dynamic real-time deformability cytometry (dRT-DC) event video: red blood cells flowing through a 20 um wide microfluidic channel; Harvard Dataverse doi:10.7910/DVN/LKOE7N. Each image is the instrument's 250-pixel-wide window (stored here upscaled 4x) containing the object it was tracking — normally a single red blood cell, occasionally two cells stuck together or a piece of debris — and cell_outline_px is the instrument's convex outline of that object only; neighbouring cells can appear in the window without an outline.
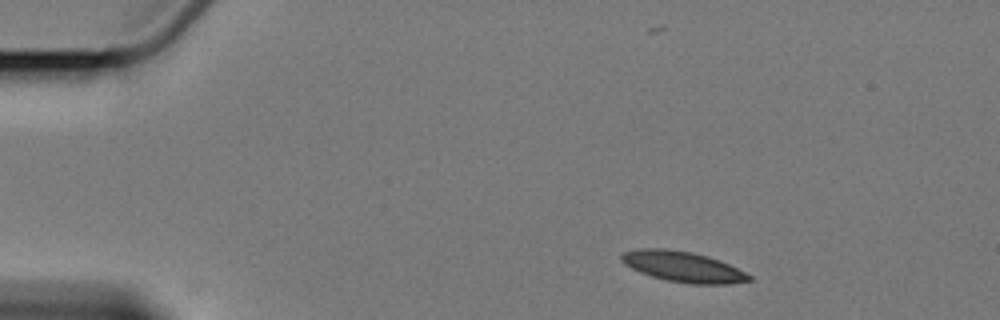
{"species": "Egyptian fruit bat (a non-hibernating species)", "species_latin": "Rousettus aegyptiacus", "temperature_condition": "cold", "stored_images_in_passage": 3, "camera_frame_rate_fps": 3000, "um_per_image_px": 0.085, "animal": {"sex": "female"}, "frame": {"image": 1, "passage_image": 1, "time_ms": 0.0, "image_size_px": [1000, 320], "cell_outline_px": [[752, 280], [732, 284], [688, 284], [668, 280], [652, 276], [640, 272], [624, 264], [620, 260], [620, 256], [624, 252], [640, 248], [664, 248], [692, 252], [708, 256], [720, 260], [752, 276]], "centroid_in_image_um": [58.05, 22.67], "position_along_channel_um": 26.9, "area_um2": 22.72}}